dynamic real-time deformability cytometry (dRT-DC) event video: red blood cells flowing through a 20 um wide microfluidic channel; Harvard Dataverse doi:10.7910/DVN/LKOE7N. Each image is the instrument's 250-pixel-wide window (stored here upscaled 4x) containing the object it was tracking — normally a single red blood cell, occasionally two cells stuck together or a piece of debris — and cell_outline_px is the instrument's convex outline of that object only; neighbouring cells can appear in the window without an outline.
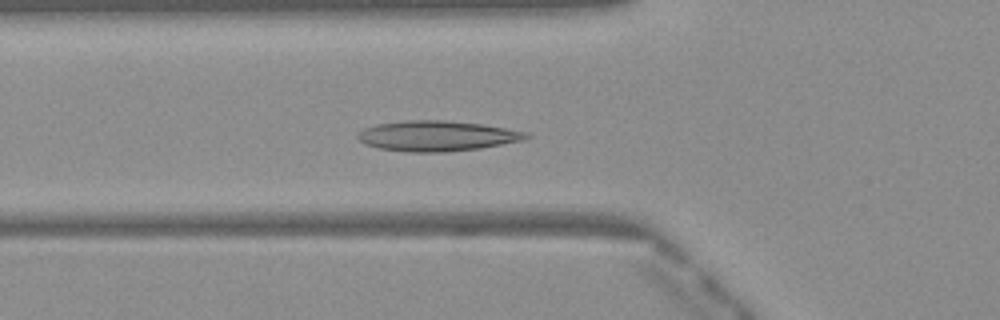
{"species": "Egyptian fruit bat (a non-hibernating species)", "species_latin": "Rousettus aegyptiacus", "temperature_condition": "warm", "stored_images_in_passage": 46, "camera_frame_rate_fps": 3000, "um_per_image_px": 0.085, "frame": {"image": 1, "passage_image": 14, "time_ms": 4.333, "image_size_px": [1000, 320], "cell_outline_px": [[532, 136], [524, 140], [480, 148], [444, 152], [408, 152], [380, 148], [364, 144], [356, 136], [364, 128], [376, 124], [408, 120], [444, 120], [480, 124], [528, 132]], "centroid_in_image_um": [37.15, 11.55], "position_along_channel_um": 88.7, "area_um2": 29.65}}
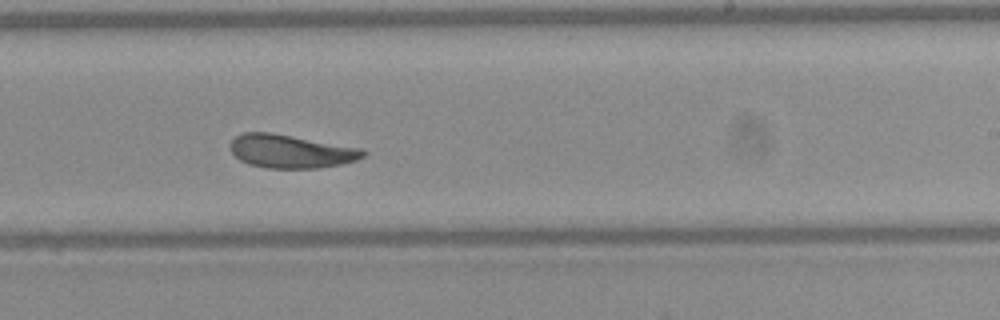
{"frame": {"image": 2, "passage_image": 27, "time_ms": 8.667, "image_size_px": [1000, 320], "cell_outline_px": [[368, 152], [364, 156], [356, 160], [340, 164], [320, 168], [268, 168], [248, 164], [240, 160], [228, 148], [228, 144], [236, 136], [244, 132], [272, 132], [364, 148]], "centroid_in_image_um": [24.73, 12.85], "position_along_channel_um": 264.3, "area_um2": 26.18}}
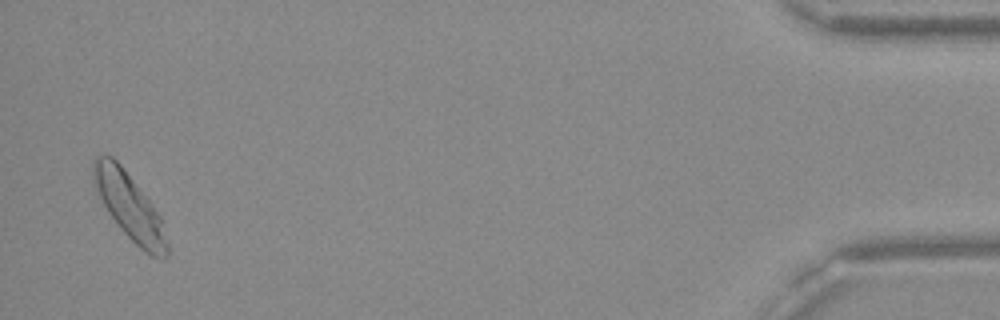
{"frame": {"image": 3, "passage_image": 45, "time_ms": 14.667, "image_size_px": [1000, 320], "cell_outline_px": [[168, 256], [164, 260], [160, 260], [144, 252], [120, 228], [108, 212], [96, 188], [92, 176], [92, 160], [96, 156], [112, 156], [120, 164], [152, 204], [160, 216], [168, 244]], "centroid_in_image_um": [11.02, 17.58], "position_along_channel_um": 424.2, "area_um2": 28.03}, "authors_computed_cell_mechanics": {"area_um2": 26.7614, "velocity_mm_per_s": 4.0439, "shape_relaxation_time_tau1_ms": 6.2008, "shape_relaxation_time_tau2_ms": 3.132, "deformation_change_tau1": 0.1697, "deformation_change_tau2": 0.0963}}